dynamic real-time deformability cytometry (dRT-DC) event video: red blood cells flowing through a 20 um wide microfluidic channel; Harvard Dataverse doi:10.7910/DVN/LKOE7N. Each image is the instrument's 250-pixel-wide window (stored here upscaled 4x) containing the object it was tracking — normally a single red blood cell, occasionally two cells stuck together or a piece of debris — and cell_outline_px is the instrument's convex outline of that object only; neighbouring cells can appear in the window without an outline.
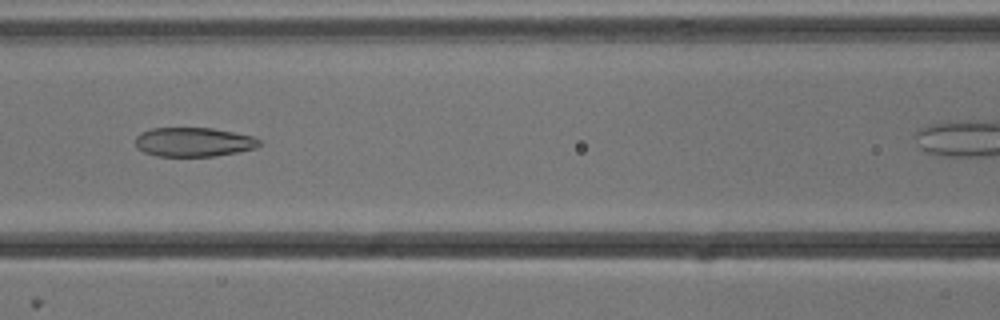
{"species": "common noctule bat (a hibernating species)", "species_latin": "Nyctalus noctula", "temperature_condition": "cold", "stored_images_in_passage": 36, "camera_frame_rate_fps": 3000, "um_per_image_px": 0.085, "animal": {"sex": "male", "body_mass_g": 13.3}, "frame": {"image": 1, "passage_image": 13, "time_ms": 4.0, "image_size_px": [1000, 320], "cell_outline_px": [[264, 144], [256, 148], [216, 156], [156, 156], [144, 152], [136, 148], [136, 136], [140, 132], [152, 128], [212, 128], [252, 136], [260, 140]], "centroid_in_image_um": [16.45, 12.07], "position_along_channel_um": 150.1, "area_um2": 21.15}}
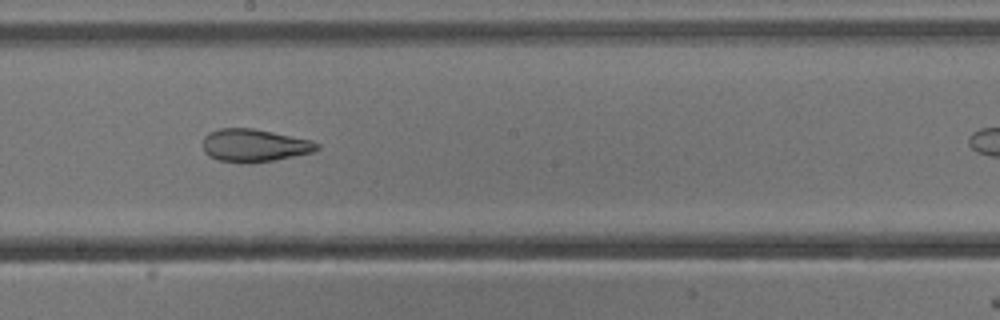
{"frame": {"image": 2, "passage_image": 19, "time_ms": 6.0, "image_size_px": [1000, 320], "cell_outline_px": [[320, 148], [312, 152], [272, 160], [248, 164], [240, 164], [220, 160], [208, 156], [204, 152], [204, 136], [208, 132], [220, 128], [252, 128], [312, 140], [320, 144]], "centroid_in_image_um": [21.6, 12.36], "position_along_channel_um": 226.6, "area_um2": 21.85}}
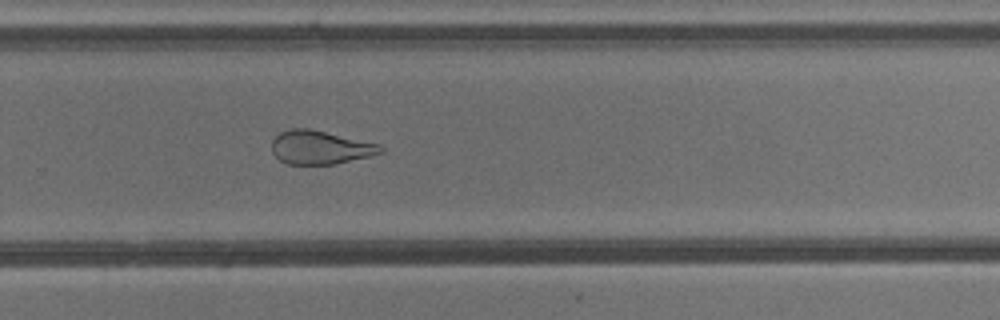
{"frame": {"image": 3, "passage_image": 25, "time_ms": 8.0, "image_size_px": [1000, 320], "cell_outline_px": [[384, 152], [372, 156], [336, 164], [288, 164], [280, 160], [272, 152], [272, 140], [280, 132], [292, 128], [308, 128], [380, 144], [384, 148]], "centroid_in_image_um": [27.24, 12.53], "position_along_channel_um": 302.6, "area_um2": 21.33}, "authors_computed_cell_mechanics": {"area_um2": 22.6865, "velocity_mm_per_s": 3.8367, "shape_relaxation_time_tau1_ms": null, "shape_relaxation_time_tau2_ms": 2.8351, "deformation_change_tau1": null, "deformation_change_tau2": 0.118}}